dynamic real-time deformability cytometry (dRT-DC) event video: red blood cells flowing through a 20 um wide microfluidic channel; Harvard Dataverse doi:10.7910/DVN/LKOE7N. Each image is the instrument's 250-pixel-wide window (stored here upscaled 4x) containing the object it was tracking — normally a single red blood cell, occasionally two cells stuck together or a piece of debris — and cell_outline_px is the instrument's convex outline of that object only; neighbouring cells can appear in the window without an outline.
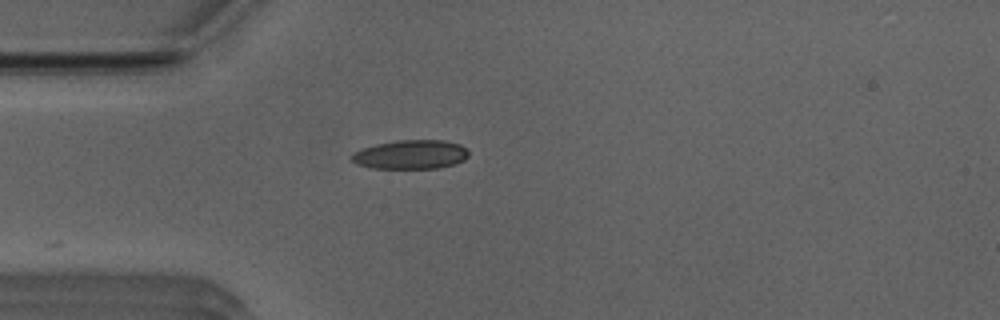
{"species": "Egyptian fruit bat (a non-hibernating species)", "species_latin": "Rousettus aegyptiacus", "temperature_condition": "room temperature", "stored_images_in_passage": 8, "camera_frame_rate_fps": 3000, "um_per_image_px": 0.085, "animal": {"sex": "male"}, "frame": {"image": 1, "passage_image": 1, "time_ms": 0.0, "image_size_px": [1000, 320], "cell_outline_px": [[468, 156], [464, 160], [456, 164], [436, 168], [372, 168], [356, 164], [352, 160], [352, 152], [360, 148], [376, 144], [396, 140], [444, 140], [460, 144], [468, 148]], "centroid_in_image_um": [34.92, 13.13], "position_along_channel_um": 50.1, "area_um2": 20.0}}